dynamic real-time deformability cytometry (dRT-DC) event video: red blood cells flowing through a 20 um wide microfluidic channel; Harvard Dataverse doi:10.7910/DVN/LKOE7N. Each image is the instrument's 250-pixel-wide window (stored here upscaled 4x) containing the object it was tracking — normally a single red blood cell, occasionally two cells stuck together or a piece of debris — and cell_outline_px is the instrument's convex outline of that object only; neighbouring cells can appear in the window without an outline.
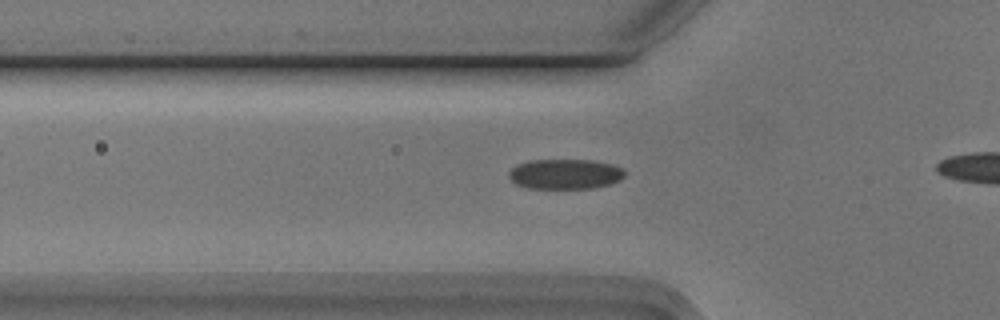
{"species": "Egyptian fruit bat (a non-hibernating species)", "species_latin": "Rousettus aegyptiacus", "temperature_condition": "cold", "stored_images_in_passage": 27, "camera_frame_rate_fps": 3000, "um_per_image_px": 0.085, "animal": {"sex": "male"}, "frame": {"image": 1, "passage_image": 2, "time_ms": 0.333, "image_size_px": [1000, 320], "cell_outline_px": [[624, 176], [620, 180], [612, 184], [596, 188], [528, 188], [516, 184], [508, 176], [508, 172], [516, 164], [528, 160], [592, 160], [612, 164], [624, 168]], "centroid_in_image_um": [48.05, 14.79], "position_along_channel_um": 77.8, "area_um2": 20.52}}
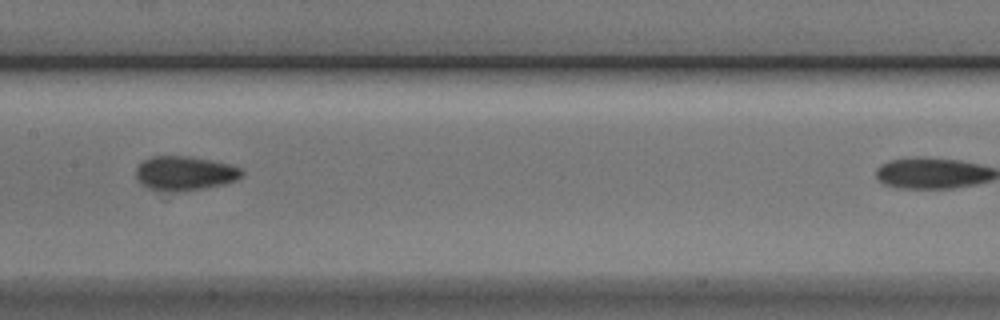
{"frame": {"image": 2, "passage_image": 11, "time_ms": 3.333, "image_size_px": [1000, 320], "cell_outline_px": [[244, 172], [236, 180], [224, 184], [180, 192], [176, 192], [148, 188], [140, 184], [136, 176], [136, 168], [144, 160], [152, 156], [192, 156], [212, 160], [244, 168]], "centroid_in_image_um": [15.71, 14.72], "position_along_channel_um": 191.7, "area_um2": 21.21}}
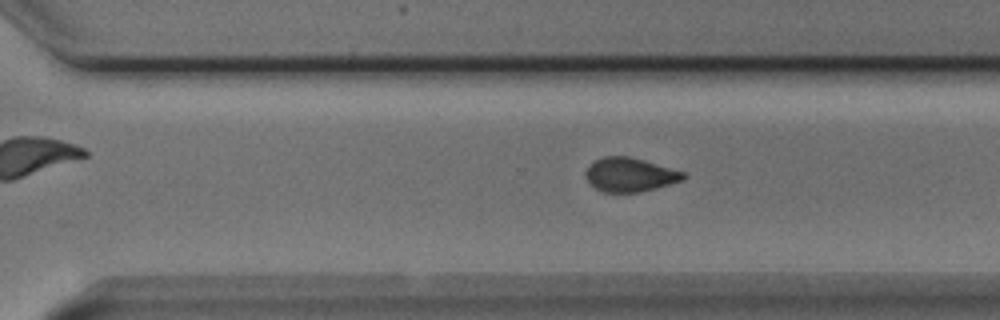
{"frame": {"image": 3, "passage_image": 21, "time_ms": 6.667, "image_size_px": [1000, 320], "cell_outline_px": [[688, 176], [680, 180], [668, 184], [640, 192], [604, 192], [588, 184], [584, 176], [584, 172], [596, 160], [604, 156], [628, 156], [684, 172]], "centroid_in_image_um": [53.48, 14.86], "position_along_channel_um": 317.1, "area_um2": 19.02}, "authors_computed_cell_mechanics": {"area_um2": 20.1722, "velocity_mm_per_s": 3.7727, "shape_relaxation_time_tau1_ms": 3.0651, "shape_relaxation_time_tau2_ms": 2.0274, "deformation_change_tau1": 0.1028, "deformation_change_tau2": 0.0694}}